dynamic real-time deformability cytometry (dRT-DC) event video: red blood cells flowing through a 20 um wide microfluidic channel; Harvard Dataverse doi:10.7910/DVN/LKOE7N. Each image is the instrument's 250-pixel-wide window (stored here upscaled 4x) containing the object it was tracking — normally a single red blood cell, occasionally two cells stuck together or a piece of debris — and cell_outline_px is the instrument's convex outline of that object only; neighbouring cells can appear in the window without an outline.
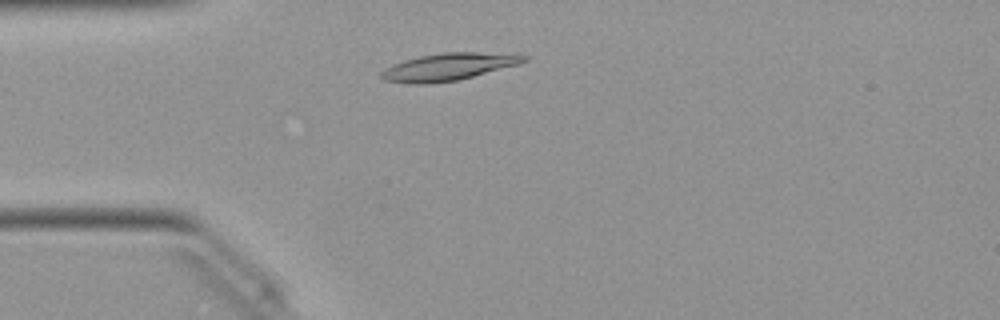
{"species": "Egyptian fruit bat (a non-hibernating species)", "species_latin": "Rousettus aegyptiacus", "temperature_condition": "warm", "stored_images_in_passage": 38, "camera_frame_rate_fps": 3000, "um_per_image_px": 0.085, "animal": {"sex": "female"}, "frame": {"image": 1, "passage_image": 1, "time_ms": 0.0, "image_size_px": [1000, 320], "cell_outline_px": [[528, 60], [520, 64], [456, 80], [428, 84], [412, 84], [384, 80], [380, 76], [380, 72], [384, 68], [392, 64], [404, 60], [420, 56], [444, 52], [516, 52], [528, 56]], "centroid_in_image_um": [38.18, 5.65], "position_along_channel_um": 46.8, "area_um2": 23.0}}
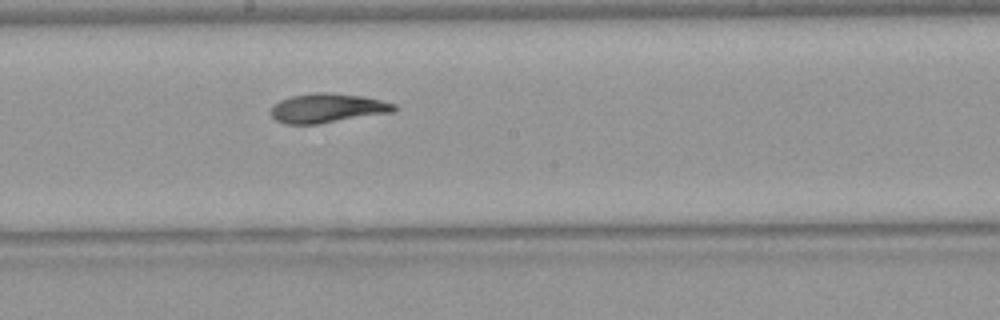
{"frame": {"image": 2, "passage_image": 15, "time_ms": 4.667, "image_size_px": [1000, 320], "cell_outline_px": [[396, 108], [392, 112], [316, 124], [284, 124], [276, 120], [272, 116], [272, 104], [280, 100], [292, 96], [316, 92], [328, 92], [364, 96], [396, 104]], "centroid_in_image_um": [27.8, 9.18], "position_along_channel_um": 220.4, "area_um2": 20.87}}
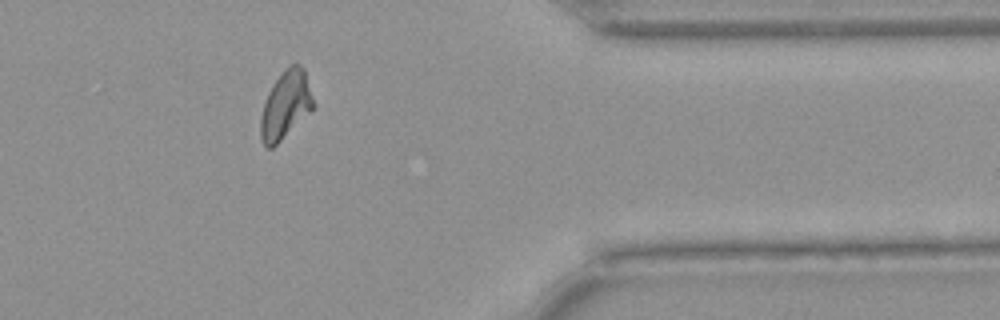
{"frame": {"image": 3, "passage_image": 29, "time_ms": 9.333, "image_size_px": [1000, 320], "cell_outline_px": [[316, 108], [272, 148], [268, 148], [264, 144], [260, 136], [260, 120], [264, 104], [268, 92], [272, 84], [284, 68], [292, 64], [300, 64], [304, 68], [316, 104]], "centroid_in_image_um": [24.32, 8.91], "position_along_channel_um": 387.1, "area_um2": 21.15}, "authors_computed_cell_mechanics": {"area_um2": 20.8658, "velocity_mm_per_s": 4.0261, "shape_relaxation_time_tau1_ms": 8.4469, "shape_relaxation_time_tau2_ms": 3.1937, "deformation_change_tau1": 0.2358, "deformation_change_tau2": 0.0887}}